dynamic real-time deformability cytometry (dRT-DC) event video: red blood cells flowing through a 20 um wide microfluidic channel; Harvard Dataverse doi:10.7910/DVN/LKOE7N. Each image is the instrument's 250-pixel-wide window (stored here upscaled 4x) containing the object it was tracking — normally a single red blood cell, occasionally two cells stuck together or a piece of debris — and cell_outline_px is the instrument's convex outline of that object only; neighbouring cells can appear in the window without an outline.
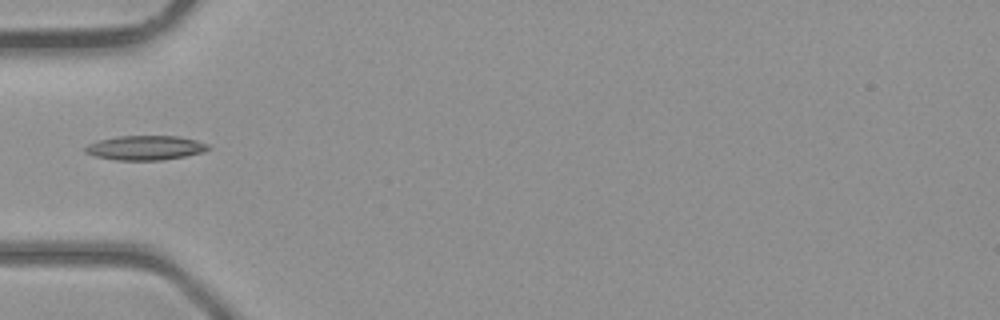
{"species": "common noctule bat (a hibernating species)", "species_latin": "Nyctalus noctula", "temperature_condition": "room temperature", "stored_images_in_passage": 3, "camera_frame_rate_fps": 3000, "um_per_image_px": 0.085, "animal": {"sex": "male", "body_mass_g": 23.1, "forearm_length_mm": 52.7}, "frame": {"image": 1, "passage_image": 3, "time_ms": 2.333, "image_size_px": [1000, 320], "cell_outline_px": [[212, 148], [204, 152], [164, 160], [116, 160], [96, 156], [84, 152], [84, 148], [88, 144], [100, 140], [120, 136], [176, 136], [196, 140], [208, 144]], "centroid_in_image_um": [12.38, 12.56], "position_along_channel_um": 72.6, "area_um2": 17.46}}